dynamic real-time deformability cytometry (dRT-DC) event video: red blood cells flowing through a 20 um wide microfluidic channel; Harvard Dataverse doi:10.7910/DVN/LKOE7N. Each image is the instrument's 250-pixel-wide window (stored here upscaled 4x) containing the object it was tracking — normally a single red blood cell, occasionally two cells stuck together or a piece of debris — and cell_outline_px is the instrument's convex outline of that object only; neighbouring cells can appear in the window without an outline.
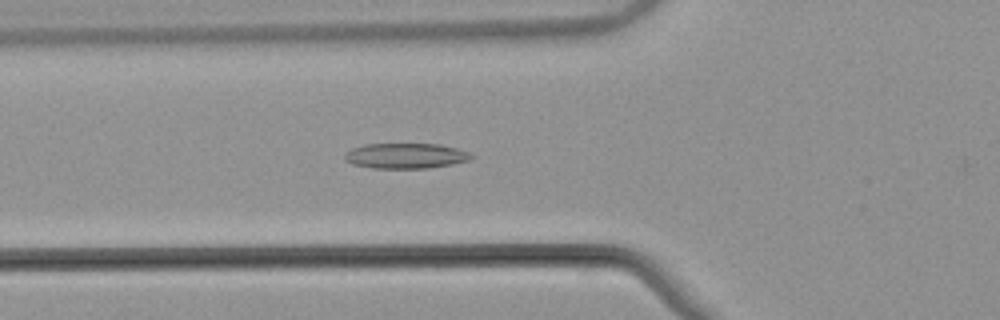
{"species": "common noctule bat (a hibernating species)", "species_latin": "Nyctalus noctula", "temperature_condition": "warm", "stored_images_in_passage": 53, "camera_frame_rate_fps": 3000, "um_per_image_px": 0.085, "animal": {"sex": "male", "body_mass_g": 21.5, "forearm_length_mm": 52.0}, "frame": {"image": 1, "passage_image": 19, "time_ms": 6.0, "image_size_px": [1000, 320], "cell_outline_px": [[476, 156], [468, 160], [452, 164], [428, 168], [372, 168], [352, 164], [344, 160], [344, 156], [352, 148], [364, 144], [440, 144], [456, 148], [468, 152]], "centroid_in_image_um": [34.48, 13.24], "position_along_channel_um": 91.3, "area_um2": 18.67}}
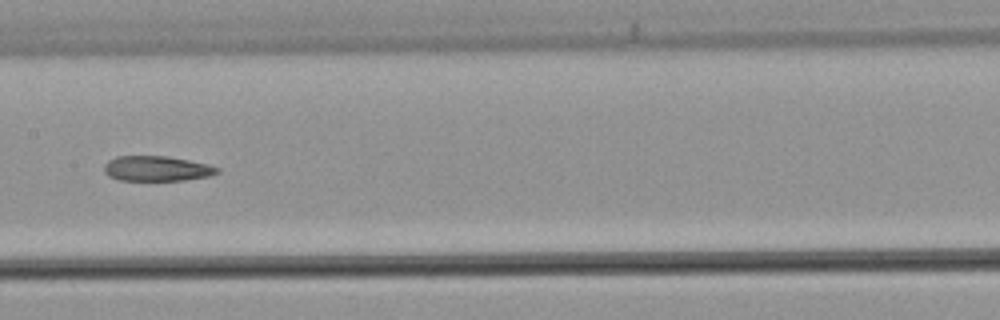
{"frame": {"image": 2, "passage_image": 27, "time_ms": 8.667, "image_size_px": [1000, 320], "cell_outline_px": [[220, 172], [208, 176], [184, 180], [116, 180], [108, 176], [104, 172], [104, 164], [108, 160], [116, 156], [164, 156], [188, 160], [208, 164], [220, 168]], "centroid_in_image_um": [13.29, 14.33], "position_along_channel_um": 194.1, "area_um2": 16.59}}
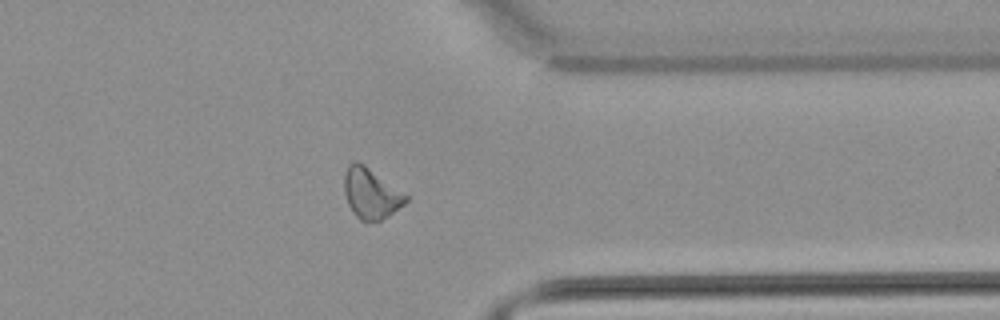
{"frame": {"image": 3, "passage_image": 42, "time_ms": 13.667, "image_size_px": [1000, 320], "cell_outline_px": [[408, 200], [404, 204], [388, 216], [380, 220], [360, 220], [352, 212], [348, 204], [344, 192], [344, 172], [348, 164], [352, 160], [356, 160], [364, 164], [408, 196]], "centroid_in_image_um": [31.49, 16.41], "position_along_channel_um": 379.9, "area_um2": 17.98}}